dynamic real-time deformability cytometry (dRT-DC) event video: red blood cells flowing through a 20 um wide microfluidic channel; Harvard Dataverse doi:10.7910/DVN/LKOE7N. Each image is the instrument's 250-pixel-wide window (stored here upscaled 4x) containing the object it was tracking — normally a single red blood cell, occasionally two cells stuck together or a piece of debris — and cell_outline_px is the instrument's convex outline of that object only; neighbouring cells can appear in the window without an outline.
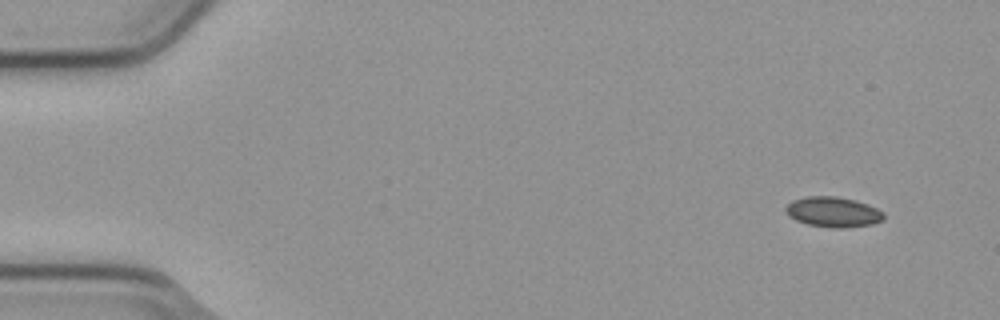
{"species": "common noctule bat (a hibernating species)", "species_latin": "Nyctalus noctula", "temperature_condition": "cold", "stored_images_in_passage": 27, "camera_frame_rate_fps": 3000, "um_per_image_px": 0.085, "animal": {"sex": "male", "body_mass_g": 23.1, "forearm_length_mm": 52.7}, "frame": {"image": 1, "passage_image": 1, "time_ms": 0.0, "image_size_px": [1000, 320], "cell_outline_px": [[884, 220], [872, 224], [844, 228], [832, 228], [808, 224], [796, 220], [788, 216], [784, 212], [784, 208], [792, 200], [804, 196], [836, 196], [856, 200], [868, 204], [884, 212]], "centroid_in_image_um": [70.8, 18.01], "position_along_channel_um": 14.2, "area_um2": 17.51}}
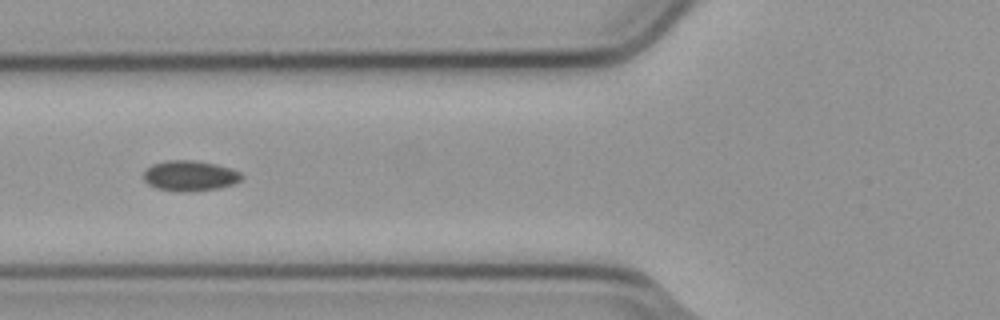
{"frame": {"image": 2, "passage_image": 18, "time_ms": 5.667, "image_size_px": [1000, 320], "cell_outline_px": [[244, 176], [240, 180], [232, 184], [220, 188], [188, 192], [176, 192], [156, 188], [148, 184], [144, 180], [144, 172], [152, 164], [168, 160], [192, 160], [216, 164], [240, 172]], "centroid_in_image_um": [16.13, 14.95], "position_along_channel_um": 109.7, "area_um2": 17.4}}
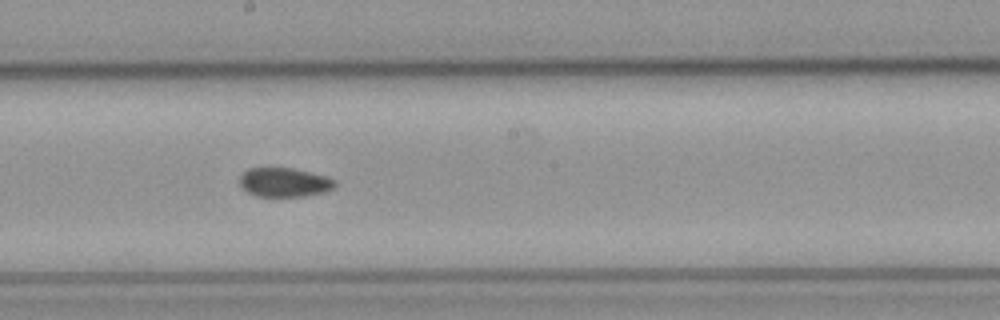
{"frame": {"image": 3, "passage_image": 27, "time_ms": 8.667, "image_size_px": [1000, 320], "cell_outline_px": [[336, 188], [324, 192], [308, 196], [256, 196], [248, 192], [240, 184], [240, 176], [248, 168], [292, 168], [328, 176], [336, 180]], "centroid_in_image_um": [24.23, 15.5], "position_along_channel_um": 224.0, "area_um2": 16.24}}